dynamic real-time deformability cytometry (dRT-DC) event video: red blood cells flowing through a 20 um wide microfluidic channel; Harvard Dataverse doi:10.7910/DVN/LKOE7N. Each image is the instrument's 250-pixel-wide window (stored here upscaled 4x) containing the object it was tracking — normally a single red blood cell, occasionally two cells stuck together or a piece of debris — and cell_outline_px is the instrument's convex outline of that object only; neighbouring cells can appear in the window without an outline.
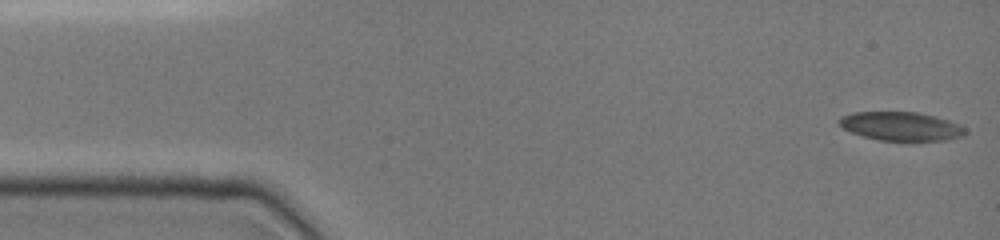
{"species": "common noctule bat (a hibernating species)", "species_latin": "Nyctalus noctula", "temperature_condition": "cold", "stored_images_in_passage": 48, "camera_frame_rate_fps": 3000, "um_per_image_px": 0.085, "animal": {"sex": "female", "body_mass_g": 19.0, "forearm_length_mm": 51.5}, "frame": {"image": 1, "passage_image": 1, "time_ms": 0.0, "image_size_px": [1000, 240], "cell_outline_px": [[968, 132], [964, 136], [948, 140], [880, 140], [864, 136], [852, 132], [844, 128], [836, 120], [840, 116], [852, 112], [916, 112], [936, 116], [948, 120], [964, 128]], "centroid_in_image_um": [76.58, 10.72], "position_along_channel_um": 8.4, "area_um2": 20.98}}
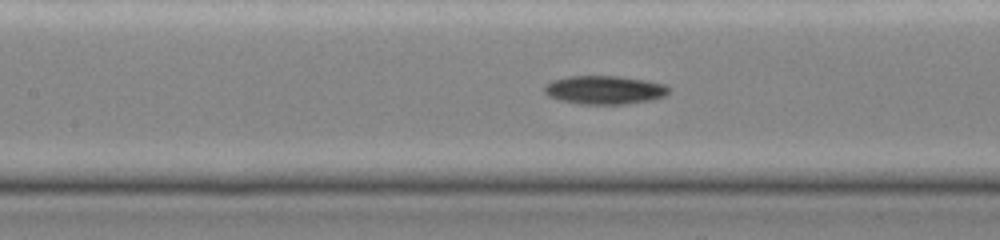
{"frame": {"image": 2, "passage_image": 21, "time_ms": 6.667, "image_size_px": [1000, 240], "cell_outline_px": [[672, 88], [664, 96], [652, 100], [628, 104], [580, 104], [560, 100], [548, 96], [544, 92], [544, 88], [552, 80], [568, 76], [620, 76], [644, 80], [664, 84]], "centroid_in_image_um": [51.4, 7.65], "position_along_channel_um": 156.0, "area_um2": 20.75}}
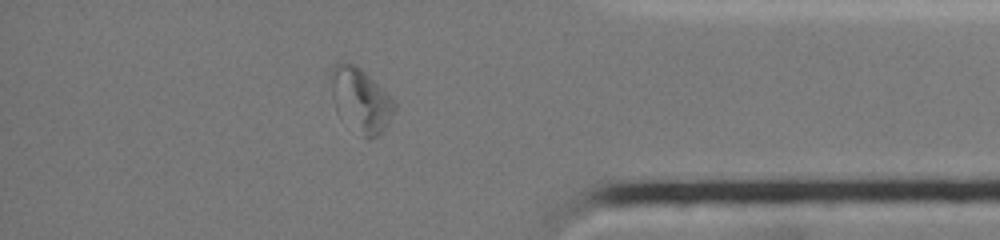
{"frame": {"image": 3, "passage_image": 41, "time_ms": 13.333, "image_size_px": [1000, 240], "cell_outline_px": [[396, 108], [384, 128], [376, 136], [364, 136], [332, 96], [328, 76], [332, 68], [336, 64], [348, 60], [356, 64], [384, 88], [396, 100]], "centroid_in_image_um": [30.72, 8.32], "position_along_channel_um": 404.5, "area_um2": 22.48}, "authors_computed_cell_mechanics": {"area_um2": 20.9814, "velocity_mm_per_s": 3.909, "shape_relaxation_time_tau1_ms": null, "shape_relaxation_time_tau2_ms": 9.3387, "deformation_change_tau1": null, "deformation_change_tau2": 0.1685}}